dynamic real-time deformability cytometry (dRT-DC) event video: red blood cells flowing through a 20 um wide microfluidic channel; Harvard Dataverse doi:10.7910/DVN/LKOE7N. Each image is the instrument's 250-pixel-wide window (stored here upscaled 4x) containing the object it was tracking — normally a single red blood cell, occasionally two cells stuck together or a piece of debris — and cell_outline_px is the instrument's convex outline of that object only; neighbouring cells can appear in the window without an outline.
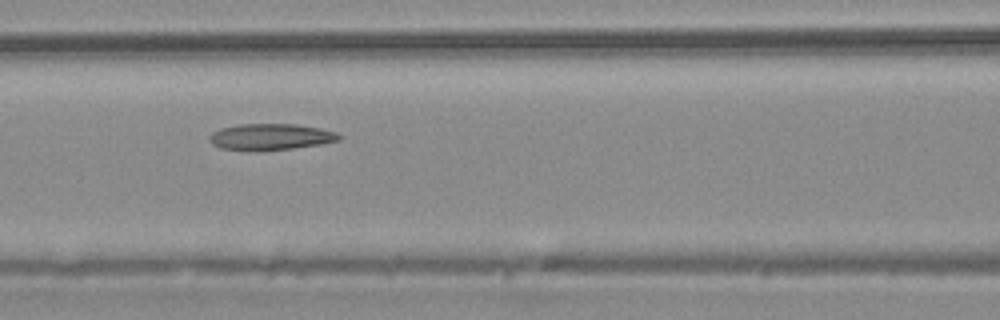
{"species": "common noctule bat (a hibernating species)", "species_latin": "Nyctalus noctula", "temperature_condition": "warm", "stored_images_in_passage": 5, "camera_frame_rate_fps": 3000, "um_per_image_px": 0.085, "animal": {"sex": "male", "body_mass_g": 20.4}, "frame": {"image": 1, "passage_image": 4, "time_ms": 1.0, "image_size_px": [1000, 320], "cell_outline_px": [[344, 136], [340, 140], [320, 144], [292, 148], [252, 152], [220, 148], [212, 144], [208, 140], [208, 136], [212, 132], [220, 128], [236, 124], [296, 124], [320, 128], [336, 132]], "centroid_in_image_um": [22.96, 11.64], "position_along_channel_um": 143.6, "area_um2": 20.29}}
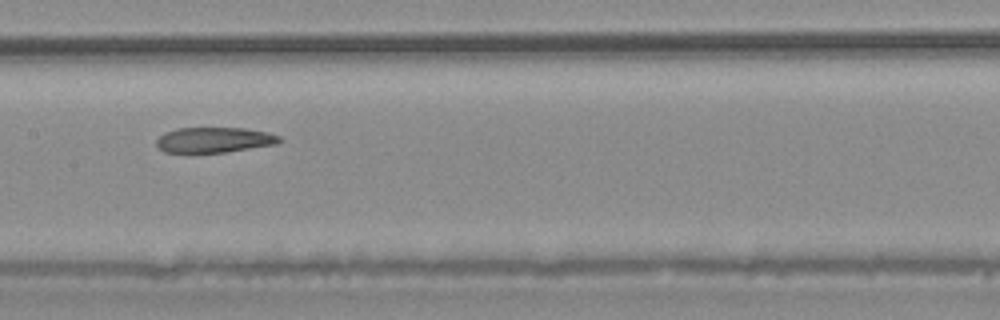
{"frame": {"image": 2, "passage_image": 5, "time_ms": 1.333, "image_size_px": [1000, 320], "cell_outline_px": [[280, 140], [276, 144], [224, 152], [164, 152], [156, 144], [156, 140], [164, 132], [176, 128], [244, 128], [268, 132], [280, 136]], "centroid_in_image_um": [18.18, 11.88], "position_along_channel_um": 189.2, "area_um2": 17.98}}